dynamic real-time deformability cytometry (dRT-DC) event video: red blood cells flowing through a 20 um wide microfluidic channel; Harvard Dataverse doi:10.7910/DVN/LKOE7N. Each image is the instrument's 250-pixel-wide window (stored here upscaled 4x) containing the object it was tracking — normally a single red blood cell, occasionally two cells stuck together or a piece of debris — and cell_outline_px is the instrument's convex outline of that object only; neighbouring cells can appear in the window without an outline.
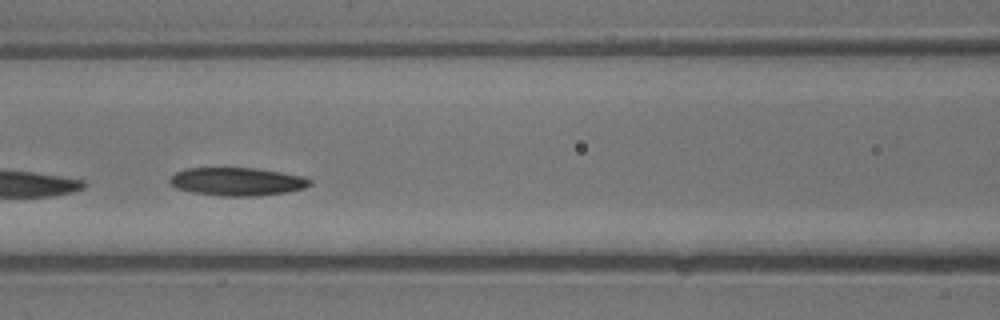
{"species": "common noctule bat (a hibernating species)", "species_latin": "Nyctalus noctula", "temperature_condition": "warm", "stored_images_in_passage": 24, "camera_frame_rate_fps": 3000, "um_per_image_px": 0.085, "animal": {"sex": "male", "body_mass_g": 13.3}, "frame": {"image": 1, "passage_image": 11, "time_ms": 3.333, "image_size_px": [1000, 320], "cell_outline_px": [[312, 184], [304, 188], [288, 192], [260, 196], [220, 196], [192, 192], [176, 188], [168, 184], [168, 180], [176, 172], [184, 168], [256, 168], [304, 176], [312, 180]], "centroid_in_image_um": [20.15, 15.44], "position_along_channel_um": 146.4, "area_um2": 23.24}}